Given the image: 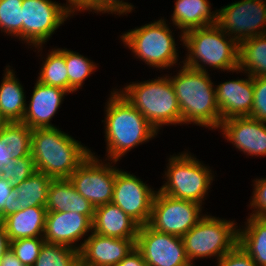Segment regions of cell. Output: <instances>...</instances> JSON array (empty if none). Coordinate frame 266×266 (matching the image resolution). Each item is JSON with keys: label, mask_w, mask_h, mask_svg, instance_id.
<instances>
[{"label": "cell", "mask_w": 266, "mask_h": 266, "mask_svg": "<svg viewBox=\"0 0 266 266\" xmlns=\"http://www.w3.org/2000/svg\"><path fill=\"white\" fill-rule=\"evenodd\" d=\"M162 75V76H161ZM145 81L126 83L117 90L158 131L163 126H182V116L173 85L166 74Z\"/></svg>", "instance_id": "obj_6"}, {"label": "cell", "mask_w": 266, "mask_h": 266, "mask_svg": "<svg viewBox=\"0 0 266 266\" xmlns=\"http://www.w3.org/2000/svg\"><path fill=\"white\" fill-rule=\"evenodd\" d=\"M14 195V188L9 181L0 177V218L9 210V203Z\"/></svg>", "instance_id": "obj_39"}, {"label": "cell", "mask_w": 266, "mask_h": 266, "mask_svg": "<svg viewBox=\"0 0 266 266\" xmlns=\"http://www.w3.org/2000/svg\"><path fill=\"white\" fill-rule=\"evenodd\" d=\"M9 247L10 242L7 233L5 232L3 224L0 222V261Z\"/></svg>", "instance_id": "obj_42"}, {"label": "cell", "mask_w": 266, "mask_h": 266, "mask_svg": "<svg viewBox=\"0 0 266 266\" xmlns=\"http://www.w3.org/2000/svg\"><path fill=\"white\" fill-rule=\"evenodd\" d=\"M135 247L148 266H193L182 237L159 232L148 224L139 226Z\"/></svg>", "instance_id": "obj_14"}, {"label": "cell", "mask_w": 266, "mask_h": 266, "mask_svg": "<svg viewBox=\"0 0 266 266\" xmlns=\"http://www.w3.org/2000/svg\"><path fill=\"white\" fill-rule=\"evenodd\" d=\"M45 208L47 212H77L91 221L95 212L93 204L76 191L69 179L52 180Z\"/></svg>", "instance_id": "obj_22"}, {"label": "cell", "mask_w": 266, "mask_h": 266, "mask_svg": "<svg viewBox=\"0 0 266 266\" xmlns=\"http://www.w3.org/2000/svg\"><path fill=\"white\" fill-rule=\"evenodd\" d=\"M139 225L117 205L107 203L95 208L92 232L121 239H137Z\"/></svg>", "instance_id": "obj_21"}, {"label": "cell", "mask_w": 266, "mask_h": 266, "mask_svg": "<svg viewBox=\"0 0 266 266\" xmlns=\"http://www.w3.org/2000/svg\"><path fill=\"white\" fill-rule=\"evenodd\" d=\"M116 266H148L141 252L135 247Z\"/></svg>", "instance_id": "obj_40"}, {"label": "cell", "mask_w": 266, "mask_h": 266, "mask_svg": "<svg viewBox=\"0 0 266 266\" xmlns=\"http://www.w3.org/2000/svg\"><path fill=\"white\" fill-rule=\"evenodd\" d=\"M33 266H80L79 251L66 245L45 242Z\"/></svg>", "instance_id": "obj_31"}, {"label": "cell", "mask_w": 266, "mask_h": 266, "mask_svg": "<svg viewBox=\"0 0 266 266\" xmlns=\"http://www.w3.org/2000/svg\"><path fill=\"white\" fill-rule=\"evenodd\" d=\"M199 222L183 237L189 262L211 258L218 261L238 244V223L206 212Z\"/></svg>", "instance_id": "obj_8"}, {"label": "cell", "mask_w": 266, "mask_h": 266, "mask_svg": "<svg viewBox=\"0 0 266 266\" xmlns=\"http://www.w3.org/2000/svg\"><path fill=\"white\" fill-rule=\"evenodd\" d=\"M22 122L31 129L56 128L52 118L59 112L68 92L62 88L43 84L36 79ZM58 111V112H57Z\"/></svg>", "instance_id": "obj_18"}, {"label": "cell", "mask_w": 266, "mask_h": 266, "mask_svg": "<svg viewBox=\"0 0 266 266\" xmlns=\"http://www.w3.org/2000/svg\"><path fill=\"white\" fill-rule=\"evenodd\" d=\"M174 8L169 17L172 26L178 29L180 45L183 34L191 29L212 26L217 23V8L213 10L210 0H174ZM212 10V11H211Z\"/></svg>", "instance_id": "obj_20"}, {"label": "cell", "mask_w": 266, "mask_h": 266, "mask_svg": "<svg viewBox=\"0 0 266 266\" xmlns=\"http://www.w3.org/2000/svg\"><path fill=\"white\" fill-rule=\"evenodd\" d=\"M73 14L90 12L98 14H109V15H122L130 14L135 9V6L131 2L126 0H71Z\"/></svg>", "instance_id": "obj_32"}, {"label": "cell", "mask_w": 266, "mask_h": 266, "mask_svg": "<svg viewBox=\"0 0 266 266\" xmlns=\"http://www.w3.org/2000/svg\"><path fill=\"white\" fill-rule=\"evenodd\" d=\"M236 150L251 157L266 156V122L249 116L233 117L221 122L218 131Z\"/></svg>", "instance_id": "obj_16"}, {"label": "cell", "mask_w": 266, "mask_h": 266, "mask_svg": "<svg viewBox=\"0 0 266 266\" xmlns=\"http://www.w3.org/2000/svg\"><path fill=\"white\" fill-rule=\"evenodd\" d=\"M236 74H244V78L229 79L215 83L216 103L220 111L221 122L233 118L250 116L253 107L254 87L253 77L239 69Z\"/></svg>", "instance_id": "obj_17"}, {"label": "cell", "mask_w": 266, "mask_h": 266, "mask_svg": "<svg viewBox=\"0 0 266 266\" xmlns=\"http://www.w3.org/2000/svg\"><path fill=\"white\" fill-rule=\"evenodd\" d=\"M45 207H28L0 218L9 242L16 239L43 237L46 218Z\"/></svg>", "instance_id": "obj_23"}, {"label": "cell", "mask_w": 266, "mask_h": 266, "mask_svg": "<svg viewBox=\"0 0 266 266\" xmlns=\"http://www.w3.org/2000/svg\"><path fill=\"white\" fill-rule=\"evenodd\" d=\"M65 63L68 72V93L81 90L89 76L99 68L93 60L79 54L77 51L65 48Z\"/></svg>", "instance_id": "obj_30"}, {"label": "cell", "mask_w": 266, "mask_h": 266, "mask_svg": "<svg viewBox=\"0 0 266 266\" xmlns=\"http://www.w3.org/2000/svg\"><path fill=\"white\" fill-rule=\"evenodd\" d=\"M91 232L92 221L86 215L72 211L46 213L43 234L46 243L66 245L80 251Z\"/></svg>", "instance_id": "obj_15"}, {"label": "cell", "mask_w": 266, "mask_h": 266, "mask_svg": "<svg viewBox=\"0 0 266 266\" xmlns=\"http://www.w3.org/2000/svg\"><path fill=\"white\" fill-rule=\"evenodd\" d=\"M136 239L106 237L95 232L79 251L80 266H116L132 249Z\"/></svg>", "instance_id": "obj_19"}, {"label": "cell", "mask_w": 266, "mask_h": 266, "mask_svg": "<svg viewBox=\"0 0 266 266\" xmlns=\"http://www.w3.org/2000/svg\"><path fill=\"white\" fill-rule=\"evenodd\" d=\"M166 21L161 17L159 20L129 29L118 37L124 48H128L134 54V58L150 68H156V71L161 70L160 72H169L166 70H172L173 67H177L176 65L179 67L183 62L179 61L180 47L175 41L176 30H172L171 23Z\"/></svg>", "instance_id": "obj_5"}, {"label": "cell", "mask_w": 266, "mask_h": 266, "mask_svg": "<svg viewBox=\"0 0 266 266\" xmlns=\"http://www.w3.org/2000/svg\"><path fill=\"white\" fill-rule=\"evenodd\" d=\"M176 74H166L175 91L182 116V125L218 130L221 115L216 103L215 82L209 72L180 65Z\"/></svg>", "instance_id": "obj_2"}, {"label": "cell", "mask_w": 266, "mask_h": 266, "mask_svg": "<svg viewBox=\"0 0 266 266\" xmlns=\"http://www.w3.org/2000/svg\"><path fill=\"white\" fill-rule=\"evenodd\" d=\"M238 69L252 77H266V34L239 43Z\"/></svg>", "instance_id": "obj_29"}, {"label": "cell", "mask_w": 266, "mask_h": 266, "mask_svg": "<svg viewBox=\"0 0 266 266\" xmlns=\"http://www.w3.org/2000/svg\"><path fill=\"white\" fill-rule=\"evenodd\" d=\"M253 87V107L249 117L266 122V77H253Z\"/></svg>", "instance_id": "obj_37"}, {"label": "cell", "mask_w": 266, "mask_h": 266, "mask_svg": "<svg viewBox=\"0 0 266 266\" xmlns=\"http://www.w3.org/2000/svg\"><path fill=\"white\" fill-rule=\"evenodd\" d=\"M36 171L31 155L13 159L0 170V177L8 180L11 187L16 188Z\"/></svg>", "instance_id": "obj_34"}, {"label": "cell", "mask_w": 266, "mask_h": 266, "mask_svg": "<svg viewBox=\"0 0 266 266\" xmlns=\"http://www.w3.org/2000/svg\"><path fill=\"white\" fill-rule=\"evenodd\" d=\"M65 1L23 0L21 43L29 49L49 42L56 30L74 17L71 0Z\"/></svg>", "instance_id": "obj_9"}, {"label": "cell", "mask_w": 266, "mask_h": 266, "mask_svg": "<svg viewBox=\"0 0 266 266\" xmlns=\"http://www.w3.org/2000/svg\"><path fill=\"white\" fill-rule=\"evenodd\" d=\"M110 91L104 108L105 160L119 161L137 146L160 134L116 89Z\"/></svg>", "instance_id": "obj_1"}, {"label": "cell", "mask_w": 266, "mask_h": 266, "mask_svg": "<svg viewBox=\"0 0 266 266\" xmlns=\"http://www.w3.org/2000/svg\"><path fill=\"white\" fill-rule=\"evenodd\" d=\"M245 220V225L239 224L238 244L257 266H266V218L248 216Z\"/></svg>", "instance_id": "obj_27"}, {"label": "cell", "mask_w": 266, "mask_h": 266, "mask_svg": "<svg viewBox=\"0 0 266 266\" xmlns=\"http://www.w3.org/2000/svg\"><path fill=\"white\" fill-rule=\"evenodd\" d=\"M183 47L187 52L182 64L186 67L204 72L212 68L232 75L238 69L239 44L217 24L185 32Z\"/></svg>", "instance_id": "obj_4"}, {"label": "cell", "mask_w": 266, "mask_h": 266, "mask_svg": "<svg viewBox=\"0 0 266 266\" xmlns=\"http://www.w3.org/2000/svg\"><path fill=\"white\" fill-rule=\"evenodd\" d=\"M215 263L216 266H257L239 244Z\"/></svg>", "instance_id": "obj_38"}, {"label": "cell", "mask_w": 266, "mask_h": 266, "mask_svg": "<svg viewBox=\"0 0 266 266\" xmlns=\"http://www.w3.org/2000/svg\"><path fill=\"white\" fill-rule=\"evenodd\" d=\"M52 180L53 178L50 176L36 170L14 188V195L10 200L7 213H13L28 207H45Z\"/></svg>", "instance_id": "obj_25"}, {"label": "cell", "mask_w": 266, "mask_h": 266, "mask_svg": "<svg viewBox=\"0 0 266 266\" xmlns=\"http://www.w3.org/2000/svg\"><path fill=\"white\" fill-rule=\"evenodd\" d=\"M0 266H25L14 254V252L9 249L5 252L4 256L0 261Z\"/></svg>", "instance_id": "obj_41"}, {"label": "cell", "mask_w": 266, "mask_h": 266, "mask_svg": "<svg viewBox=\"0 0 266 266\" xmlns=\"http://www.w3.org/2000/svg\"><path fill=\"white\" fill-rule=\"evenodd\" d=\"M44 243L43 237L16 239L10 241V248L25 266H33Z\"/></svg>", "instance_id": "obj_35"}, {"label": "cell", "mask_w": 266, "mask_h": 266, "mask_svg": "<svg viewBox=\"0 0 266 266\" xmlns=\"http://www.w3.org/2000/svg\"><path fill=\"white\" fill-rule=\"evenodd\" d=\"M217 25L238 44L266 34V0H240L217 9Z\"/></svg>", "instance_id": "obj_12"}, {"label": "cell", "mask_w": 266, "mask_h": 266, "mask_svg": "<svg viewBox=\"0 0 266 266\" xmlns=\"http://www.w3.org/2000/svg\"><path fill=\"white\" fill-rule=\"evenodd\" d=\"M166 159L168 163L162 175L166 181L158 190L167 196L204 205L215 181L212 168L187 149Z\"/></svg>", "instance_id": "obj_7"}, {"label": "cell", "mask_w": 266, "mask_h": 266, "mask_svg": "<svg viewBox=\"0 0 266 266\" xmlns=\"http://www.w3.org/2000/svg\"><path fill=\"white\" fill-rule=\"evenodd\" d=\"M89 157L68 178L86 200L99 207L111 203L116 179L117 161L100 159L91 150Z\"/></svg>", "instance_id": "obj_10"}, {"label": "cell", "mask_w": 266, "mask_h": 266, "mask_svg": "<svg viewBox=\"0 0 266 266\" xmlns=\"http://www.w3.org/2000/svg\"><path fill=\"white\" fill-rule=\"evenodd\" d=\"M22 2L23 0H0V31L22 41Z\"/></svg>", "instance_id": "obj_33"}, {"label": "cell", "mask_w": 266, "mask_h": 266, "mask_svg": "<svg viewBox=\"0 0 266 266\" xmlns=\"http://www.w3.org/2000/svg\"><path fill=\"white\" fill-rule=\"evenodd\" d=\"M8 123V121L2 116L0 112V131L4 128V126Z\"/></svg>", "instance_id": "obj_43"}, {"label": "cell", "mask_w": 266, "mask_h": 266, "mask_svg": "<svg viewBox=\"0 0 266 266\" xmlns=\"http://www.w3.org/2000/svg\"><path fill=\"white\" fill-rule=\"evenodd\" d=\"M33 129L23 122H8L0 131V170L13 159L30 155Z\"/></svg>", "instance_id": "obj_26"}, {"label": "cell", "mask_w": 266, "mask_h": 266, "mask_svg": "<svg viewBox=\"0 0 266 266\" xmlns=\"http://www.w3.org/2000/svg\"><path fill=\"white\" fill-rule=\"evenodd\" d=\"M203 208L196 202L167 196L158 190L148 225L159 232L183 237L205 215Z\"/></svg>", "instance_id": "obj_11"}, {"label": "cell", "mask_w": 266, "mask_h": 266, "mask_svg": "<svg viewBox=\"0 0 266 266\" xmlns=\"http://www.w3.org/2000/svg\"><path fill=\"white\" fill-rule=\"evenodd\" d=\"M123 169L116 173L112 203L117 205L139 226L148 224L152 203L158 189Z\"/></svg>", "instance_id": "obj_13"}, {"label": "cell", "mask_w": 266, "mask_h": 266, "mask_svg": "<svg viewBox=\"0 0 266 266\" xmlns=\"http://www.w3.org/2000/svg\"><path fill=\"white\" fill-rule=\"evenodd\" d=\"M61 130L34 129L31 139L35 169L53 179H68L91 154L88 146Z\"/></svg>", "instance_id": "obj_3"}, {"label": "cell", "mask_w": 266, "mask_h": 266, "mask_svg": "<svg viewBox=\"0 0 266 266\" xmlns=\"http://www.w3.org/2000/svg\"><path fill=\"white\" fill-rule=\"evenodd\" d=\"M9 64L4 68L0 84V112L8 122H22L26 110V92Z\"/></svg>", "instance_id": "obj_24"}, {"label": "cell", "mask_w": 266, "mask_h": 266, "mask_svg": "<svg viewBox=\"0 0 266 266\" xmlns=\"http://www.w3.org/2000/svg\"><path fill=\"white\" fill-rule=\"evenodd\" d=\"M44 46H36L33 49L34 52L37 51L38 56H40L41 68L38 73L37 80L43 84L59 87L68 92V72L65 63V47L64 48H51L48 53L44 54L42 52ZM40 52V53H39ZM46 56V57H45Z\"/></svg>", "instance_id": "obj_28"}, {"label": "cell", "mask_w": 266, "mask_h": 266, "mask_svg": "<svg viewBox=\"0 0 266 266\" xmlns=\"http://www.w3.org/2000/svg\"><path fill=\"white\" fill-rule=\"evenodd\" d=\"M252 186V196H250V203L247 205L252 213H249L248 216L266 218V177H256L252 180Z\"/></svg>", "instance_id": "obj_36"}]
</instances>
